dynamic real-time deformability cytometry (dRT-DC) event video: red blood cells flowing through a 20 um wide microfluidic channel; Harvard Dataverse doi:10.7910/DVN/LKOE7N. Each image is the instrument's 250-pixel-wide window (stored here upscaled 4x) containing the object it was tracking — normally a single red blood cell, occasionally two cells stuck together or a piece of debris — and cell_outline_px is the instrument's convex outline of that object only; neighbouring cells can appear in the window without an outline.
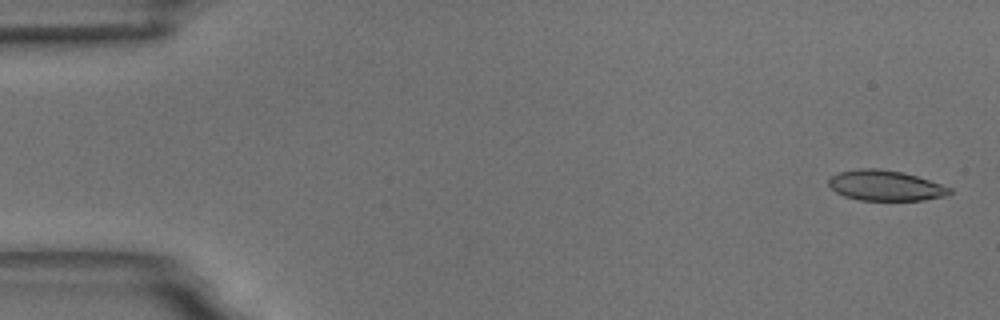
{"species": "common noctule bat (a hibernating species)", "species_latin": "Nyctalus noctula", "temperature_condition": "room temperature", "stored_images_in_passage": 6, "camera_frame_rate_fps": 3000, "um_per_image_px": 0.085, "animal": {"sex": "male", "body_mass_g": 18.8}, "frame": {"image": 1, "passage_image": 1, "time_ms": 0.0, "image_size_px": [1000, 320], "cell_outline_px": [[952, 192], [948, 196], [924, 200], [860, 200], [844, 196], [836, 192], [828, 184], [828, 180], [832, 176], [840, 172], [856, 168], [880, 168], [904, 172], [952, 188]], "centroid_in_image_um": [75.27, 15.77], "position_along_channel_um": 9.7, "area_um2": 21.5}}
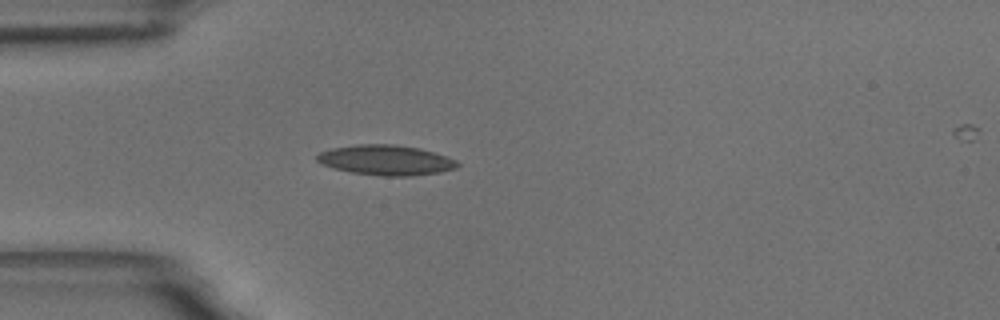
{"frame": {"image": 2, "passage_image": 5, "time_ms": 4.667, "image_size_px": [1000, 320], "cell_outline_px": [[460, 164], [456, 168], [440, 172], [412, 176], [384, 176], [352, 172], [332, 168], [320, 164], [316, 160], [316, 156], [320, 152], [332, 148], [356, 144], [392, 144], [420, 148], [456, 160]], "centroid_in_image_um": [32.77, 13.61], "position_along_channel_um": 52.2, "area_um2": 24.62}}